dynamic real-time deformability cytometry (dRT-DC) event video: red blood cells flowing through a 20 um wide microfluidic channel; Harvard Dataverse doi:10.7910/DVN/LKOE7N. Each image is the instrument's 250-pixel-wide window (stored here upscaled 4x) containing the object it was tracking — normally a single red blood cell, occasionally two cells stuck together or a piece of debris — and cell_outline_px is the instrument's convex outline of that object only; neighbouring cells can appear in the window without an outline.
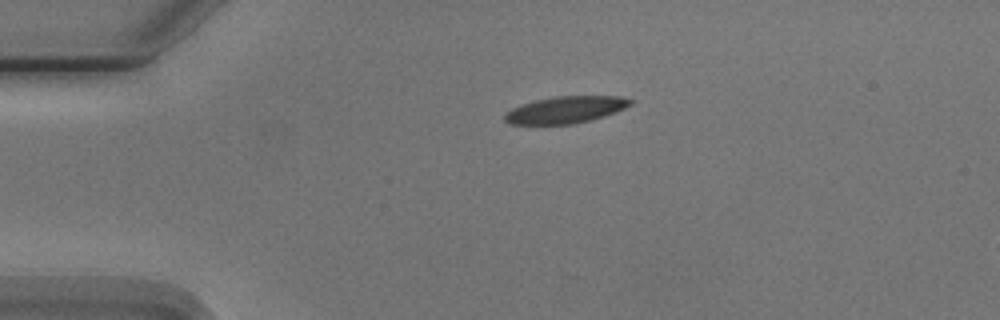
{"species": "Egyptian fruit bat (a non-hibernating species)", "species_latin": "Rousettus aegyptiacus", "temperature_condition": "cold", "stored_images_in_passage": 2, "segment_of_instrument_passage": [1, 2], "camera_frame_rate_fps": 3000, "um_per_image_px": 0.085, "animal": {"sex": "male"}, "frame": {"image": 1, "passage_image": 1, "time_ms": 0.0, "image_size_px": [1000, 320], "cell_outline_px": [[632, 104], [616, 112], [604, 116], [572, 124], [508, 124], [504, 120], [504, 116], [512, 108], [536, 100], [556, 96], [620, 96], [632, 100]], "centroid_in_image_um": [48.08, 9.33], "position_along_channel_um": 36.9, "area_um2": 19.42}}